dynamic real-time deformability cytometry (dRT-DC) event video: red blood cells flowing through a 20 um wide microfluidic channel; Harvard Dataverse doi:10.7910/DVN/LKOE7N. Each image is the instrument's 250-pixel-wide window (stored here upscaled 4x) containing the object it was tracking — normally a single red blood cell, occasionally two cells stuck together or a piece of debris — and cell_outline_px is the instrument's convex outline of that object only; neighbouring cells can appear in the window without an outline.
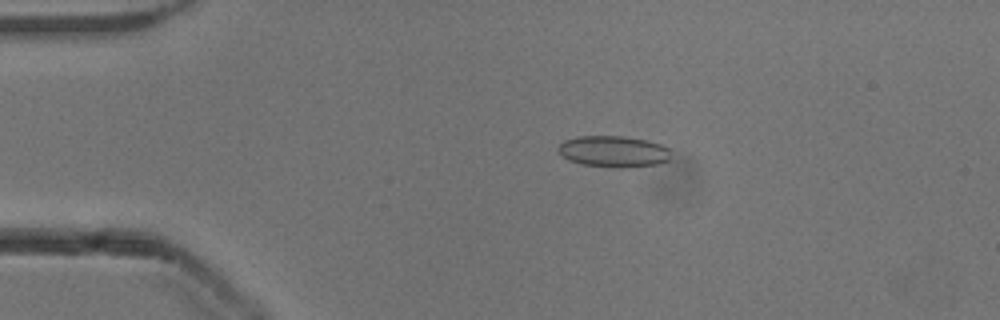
{"species": "common noctule bat (a hibernating species)", "species_latin": "Nyctalus noctula", "temperature_condition": "cold", "stored_images_in_passage": 51, "camera_frame_rate_fps": 3000, "um_per_image_px": 0.085, "animal": {"sex": "male", "body_mass_g": 13.3}, "frame": {"image": 1, "passage_image": 10, "time_ms": 3.0, "image_size_px": [1000, 320], "cell_outline_px": [[668, 160], [656, 164], [620, 168], [616, 168], [580, 164], [568, 160], [556, 148], [564, 140], [580, 136], [624, 136], [648, 140], [660, 144], [668, 148]], "centroid_in_image_um": [52.11, 12.87], "position_along_channel_um": 32.9, "area_um2": 20.46}}
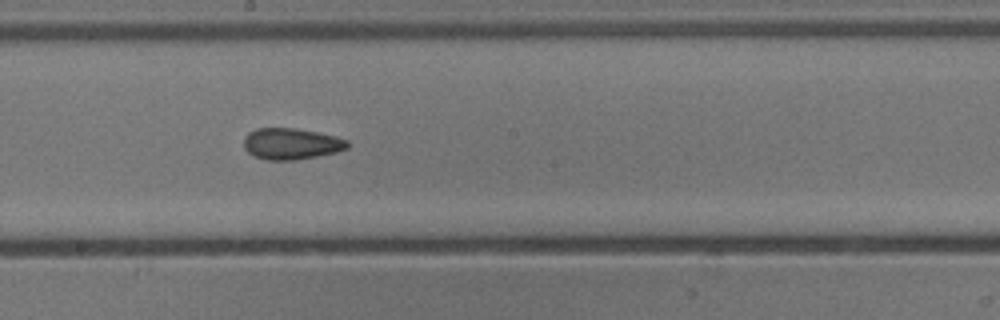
{"frame": {"image": 2, "passage_image": 28, "time_ms": 9.0, "image_size_px": [1000, 320], "cell_outline_px": [[348, 148], [336, 152], [296, 160], [268, 160], [256, 156], [248, 152], [244, 148], [244, 136], [248, 132], [256, 128], [296, 128], [336, 136], [348, 140]], "centroid_in_image_um": [24.75, 12.21], "position_along_channel_um": 223.5, "area_um2": 18.9}}
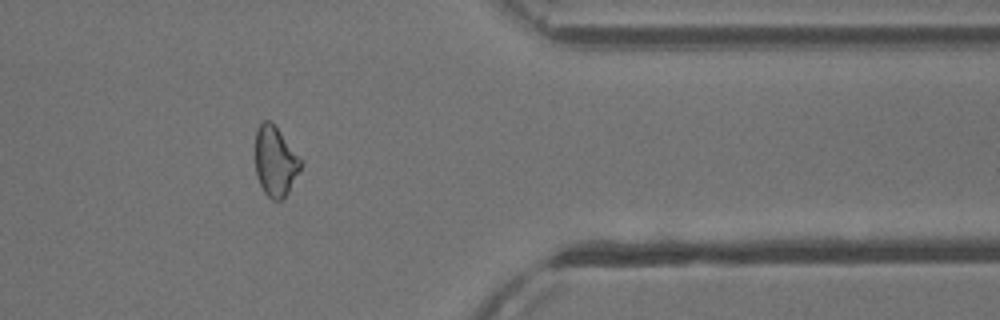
{"frame": {"image": 3, "passage_image": 42, "time_ms": 13.667, "image_size_px": [1000, 320], "cell_outline_px": [[304, 164], [284, 200], [272, 200], [264, 192], [256, 176], [256, 132], [260, 124], [264, 120], [268, 120], [276, 128]], "centroid_in_image_um": [23.4, 13.79], "position_along_channel_um": 388.0, "area_um2": 18.21}, "authors_computed_cell_mechanics": {"area_um2": 19.4208, "velocity_mm_per_s": 3.9206, "shape_relaxation_time_tau1_ms": 10.9891, "shape_relaxation_time_tau2_ms": 3.8812, "deformation_change_tau1": 0.1369, "deformation_change_tau2": 0.1032}}